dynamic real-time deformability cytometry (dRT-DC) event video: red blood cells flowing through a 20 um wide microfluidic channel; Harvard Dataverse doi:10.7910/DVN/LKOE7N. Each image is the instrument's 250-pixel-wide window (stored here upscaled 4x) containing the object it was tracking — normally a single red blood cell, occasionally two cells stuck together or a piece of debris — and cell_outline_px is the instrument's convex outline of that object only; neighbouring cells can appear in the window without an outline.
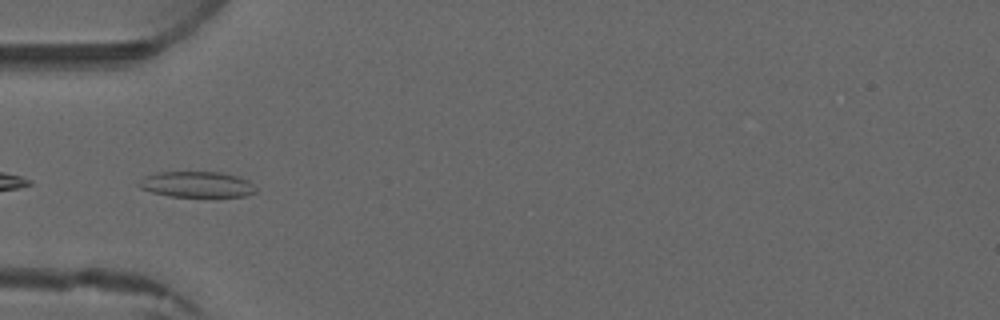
{"species": "common noctule bat (a hibernating species)", "species_latin": "Nyctalus noctula", "temperature_condition": "warm", "stored_images_in_passage": 4, "camera_frame_rate_fps": 3000, "um_per_image_px": 0.085, "animal": {"sex": "male", "forearm_length_mm": 52.5}, "frame": {"image": 1, "passage_image": 3, "time_ms": 2.333, "image_size_px": [1000, 320], "cell_outline_px": [[256, 192], [244, 196], [168, 196], [152, 192], [140, 188], [136, 184], [144, 176], [156, 172], [220, 172], [236, 176], [248, 180], [256, 188]], "centroid_in_image_um": [16.69, 15.67], "position_along_channel_um": 68.3, "area_um2": 17.51}}
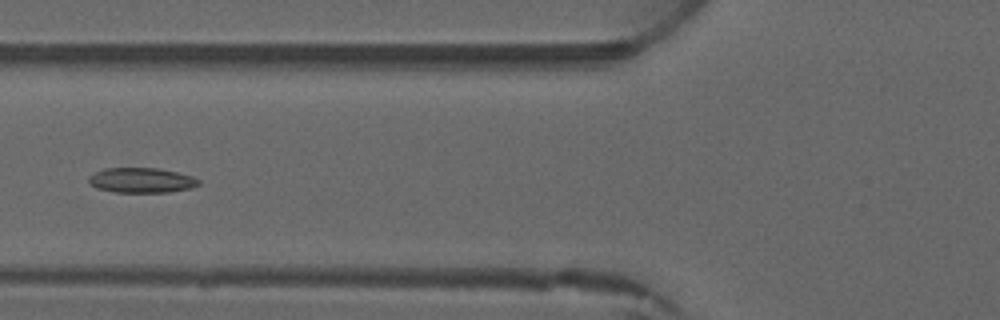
{"frame": {"image": 2, "passage_image": 4, "time_ms": 3.333, "image_size_px": [1000, 320], "cell_outline_px": [[200, 184], [192, 188], [168, 192], [116, 192], [96, 188], [88, 184], [88, 176], [104, 168], [160, 168], [192, 176], [200, 180]], "centroid_in_image_um": [12.01, 15.32], "position_along_channel_um": 113.8, "area_um2": 16.13}}